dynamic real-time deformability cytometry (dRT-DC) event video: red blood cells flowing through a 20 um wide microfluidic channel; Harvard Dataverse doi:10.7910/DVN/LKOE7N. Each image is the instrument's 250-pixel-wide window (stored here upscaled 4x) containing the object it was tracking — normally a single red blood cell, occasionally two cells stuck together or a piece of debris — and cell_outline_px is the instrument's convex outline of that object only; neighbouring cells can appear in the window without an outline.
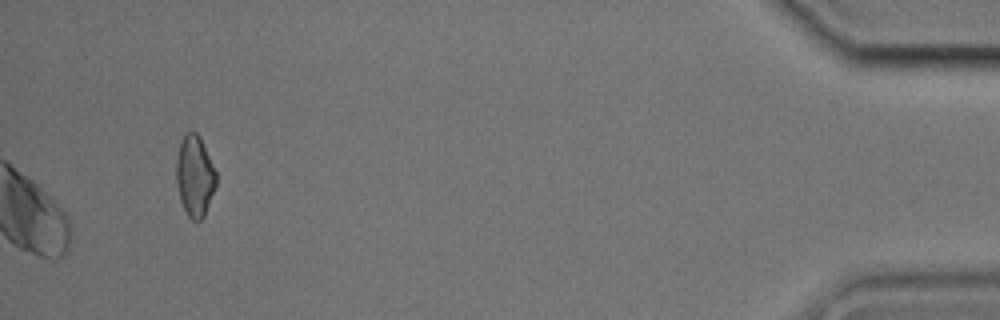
{"species": "common noctule bat (a hibernating species)", "species_latin": "Nyctalus noctula", "temperature_condition": "cold", "stored_images_in_passage": 41, "camera_frame_rate_fps": 3000, "um_per_image_px": 0.085, "animal": {"sex": "male", "body_mass_g": 17.9, "forearm_length_mm": 54.2}, "frame": {"image": 1, "passage_image": 41, "time_ms": 13.333, "image_size_px": [1000, 320], "cell_outline_px": [[216, 184], [204, 216], [200, 220], [192, 220], [188, 216], [180, 200], [176, 184], [176, 156], [180, 140], [184, 132], [196, 132], [200, 136], [216, 172]], "centroid_in_image_um": [16.53, 14.92], "position_along_channel_um": 418.7, "area_um2": 18.9}}